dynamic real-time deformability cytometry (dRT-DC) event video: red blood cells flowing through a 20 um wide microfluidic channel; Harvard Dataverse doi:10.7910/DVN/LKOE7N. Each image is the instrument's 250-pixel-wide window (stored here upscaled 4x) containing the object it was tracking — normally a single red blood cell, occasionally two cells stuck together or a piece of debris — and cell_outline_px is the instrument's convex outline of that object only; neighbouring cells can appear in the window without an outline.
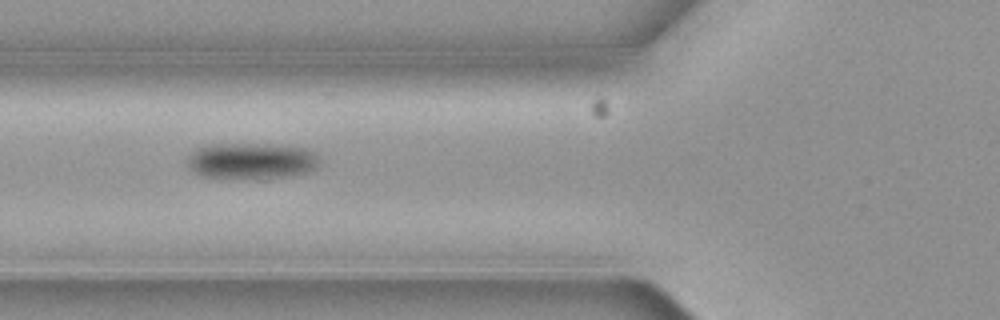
{"species": "common noctule bat (a hibernating species)", "species_latin": "Nyctalus noctula", "temperature_condition": "cold", "stored_images_in_passage": 11, "camera_frame_rate_fps": 3000, "um_per_image_px": 0.085, "animal": {"sex": "female", "body_mass_g": 19.3, "forearm_length_mm": 54.1}, "frame": {"image": 1, "passage_image": 4, "time_ms": 1.0, "image_size_px": [1000, 320], "cell_outline_px": [[320, 160], [316, 168], [308, 172], [268, 180], [256, 180], [200, 176], [188, 164], [188, 156], [196, 148], [204, 144], [264, 144], [308, 148], [320, 156]], "centroid_in_image_um": [21.41, 13.69], "position_along_channel_um": 104.4, "area_um2": 28.55}}
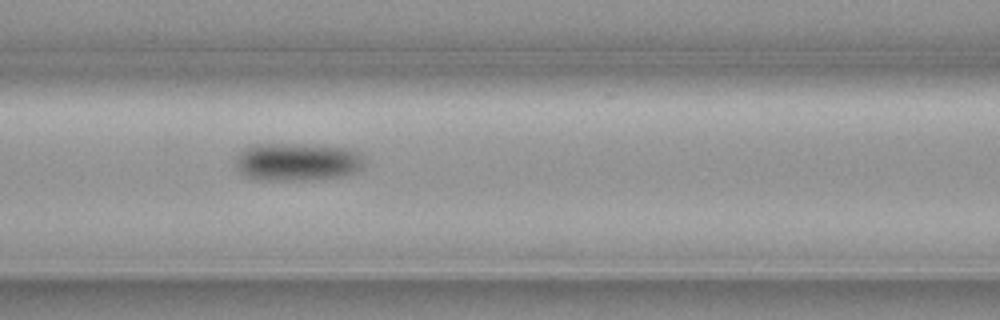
{"frame": {"image": 2, "passage_image": 5, "time_ms": 1.333, "image_size_px": [1000, 320], "cell_outline_px": [[364, 164], [356, 172], [340, 176], [304, 180], [272, 180], [248, 176], [236, 164], [236, 156], [244, 148], [252, 144], [300, 144], [356, 148], [360, 152]], "centroid_in_image_um": [25.33, 13.72], "position_along_channel_um": 141.3, "area_um2": 28.21}}
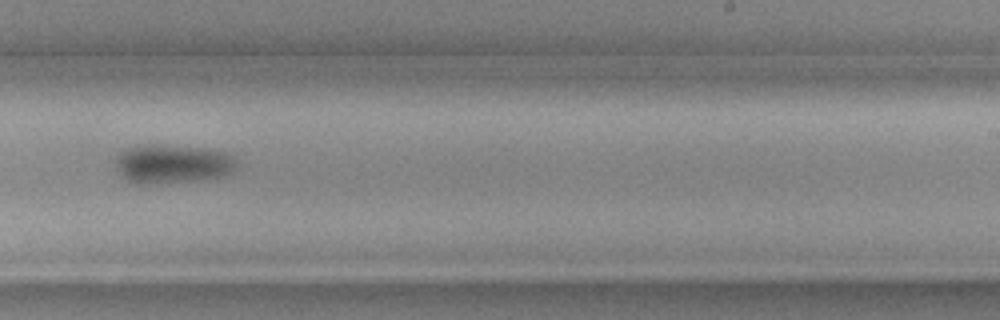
{"frame": {"image": 3, "passage_image": 8, "time_ms": 2.333, "image_size_px": [1000, 320], "cell_outline_px": [[236, 168], [232, 172], [220, 176], [200, 180], [148, 184], [136, 184], [128, 180], [120, 172], [116, 164], [116, 160], [120, 152], [128, 148], [148, 144], [156, 144], [204, 148], [228, 152], [236, 156]], "centroid_in_image_um": [14.71, 13.92], "position_along_channel_um": 274.3, "area_um2": 27.46}}